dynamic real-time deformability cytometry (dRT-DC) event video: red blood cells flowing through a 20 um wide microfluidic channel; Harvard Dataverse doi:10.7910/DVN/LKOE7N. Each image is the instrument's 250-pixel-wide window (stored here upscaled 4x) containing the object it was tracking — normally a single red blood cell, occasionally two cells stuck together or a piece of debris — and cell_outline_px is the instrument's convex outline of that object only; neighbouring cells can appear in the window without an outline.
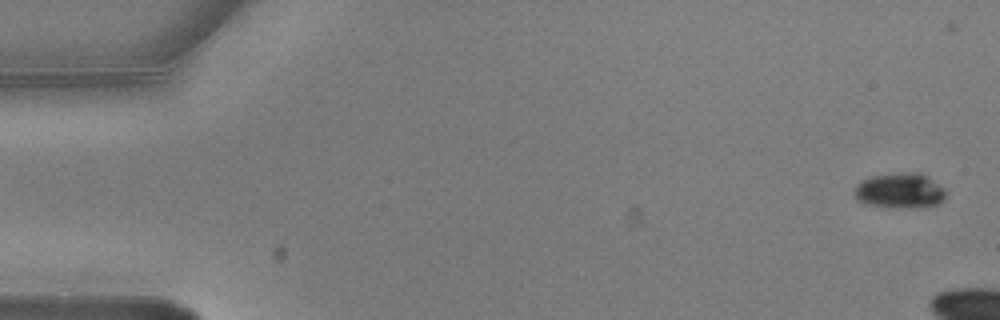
{"species": "common noctule bat (a hibernating species)", "species_latin": "Nyctalus noctula", "temperature_condition": "warm", "stored_images_in_passage": 4, "camera_frame_rate_fps": 3000, "um_per_image_px": 0.085, "animal": {"sex": "male", "body_mass_g": 20.5, "forearm_length_mm": 52.5}, "frame": {"image": 1, "passage_image": 1, "time_ms": 0.0, "image_size_px": [1000, 320], "cell_outline_px": [[944, 200], [936, 204], [900, 208], [896, 208], [864, 204], [856, 200], [856, 184], [860, 180], [872, 176], [900, 172], [920, 172], [928, 176], [944, 188]], "centroid_in_image_um": [76.46, 16.19], "position_along_channel_um": 8.5, "area_um2": 18.73}}